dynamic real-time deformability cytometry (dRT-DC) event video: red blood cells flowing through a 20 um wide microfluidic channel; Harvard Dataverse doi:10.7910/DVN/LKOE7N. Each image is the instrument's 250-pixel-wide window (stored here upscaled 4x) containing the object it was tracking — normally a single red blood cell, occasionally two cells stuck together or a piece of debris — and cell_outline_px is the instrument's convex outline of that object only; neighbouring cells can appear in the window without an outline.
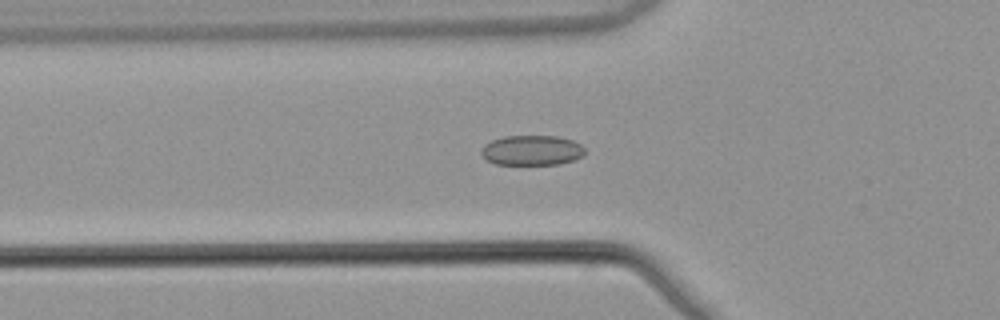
{"species": "common noctule bat (a hibernating species)", "species_latin": "Nyctalus noctula", "temperature_condition": "warm", "stored_images_in_passage": 54, "camera_frame_rate_fps": 3000, "um_per_image_px": 0.085, "animal": {"sex": "male", "body_mass_g": 21.5, "forearm_length_mm": 52.0}, "frame": {"image": 1, "passage_image": 19, "time_ms": 6.0, "image_size_px": [1000, 320], "cell_outline_px": [[584, 152], [580, 156], [572, 160], [560, 164], [496, 164], [488, 160], [480, 152], [484, 144], [492, 140], [504, 136], [556, 136], [572, 140], [580, 144], [584, 148]], "centroid_in_image_um": [45.18, 12.77], "position_along_channel_um": 80.6, "area_um2": 17.92}}
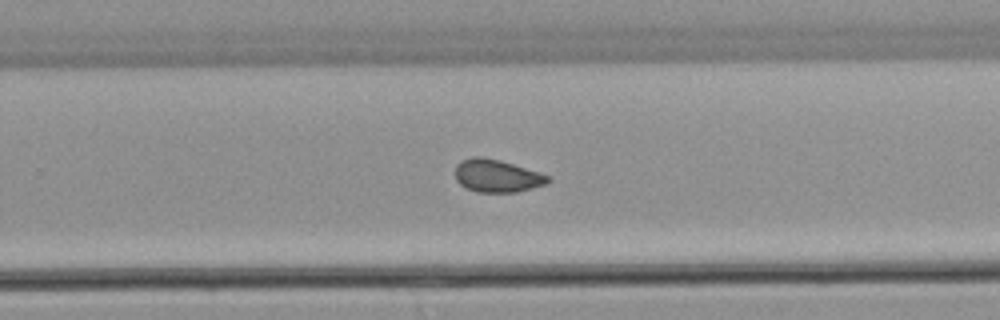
{"frame": {"image": 2, "passage_image": 35, "time_ms": 11.333, "image_size_px": [1000, 320], "cell_outline_px": [[552, 180], [544, 184], [532, 188], [516, 192], [476, 192], [460, 184], [456, 180], [456, 164], [460, 160], [472, 156], [480, 156], [500, 160], [548, 176]], "centroid_in_image_um": [42.19, 14.94], "position_along_channel_um": 287.6, "area_um2": 17.46}}
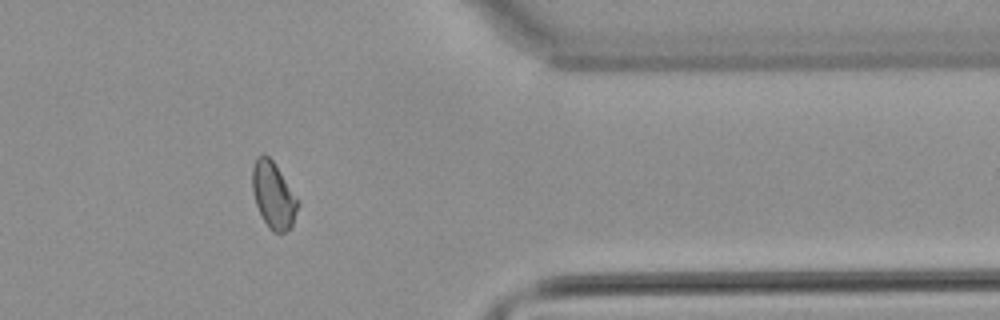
{"frame": {"image": 3, "passage_image": 44, "time_ms": 14.333, "image_size_px": [1000, 320], "cell_outline_px": [[300, 204], [292, 228], [284, 232], [272, 232], [268, 228], [256, 204], [252, 188], [252, 168], [256, 156], [264, 152], [272, 160], [300, 200]], "centroid_in_image_um": [23.26, 16.59], "position_along_channel_um": 388.1, "area_um2": 17.92}, "authors_computed_cell_mechanics": {"area_um2": 17.9758, "velocity_mm_per_s": 3.8795, "shape_relaxation_time_tau1_ms": null, "shape_relaxation_time_tau2_ms": 1.6994, "deformation_change_tau1": null, "deformation_change_tau2": 0.0659}}